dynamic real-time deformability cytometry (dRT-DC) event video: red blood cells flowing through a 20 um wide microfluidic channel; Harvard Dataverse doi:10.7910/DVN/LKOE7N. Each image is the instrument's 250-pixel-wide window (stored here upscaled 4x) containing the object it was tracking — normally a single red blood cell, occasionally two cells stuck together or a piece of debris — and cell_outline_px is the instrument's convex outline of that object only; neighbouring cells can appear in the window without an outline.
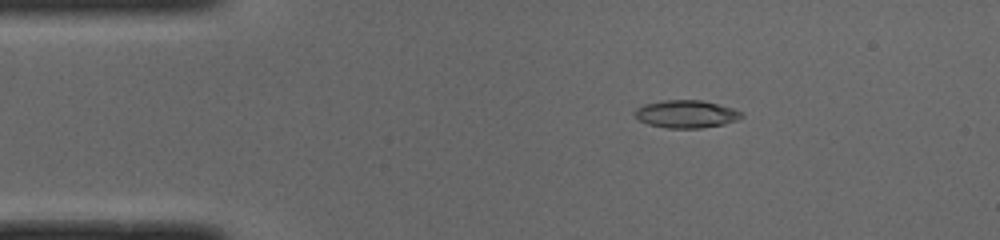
{"species": "common noctule bat (a hibernating species)", "species_latin": "Nyctalus noctula", "temperature_condition": "cold", "stored_images_in_passage": 43, "camera_frame_rate_fps": 3000, "um_per_image_px": 0.085, "animal": {"sex": "male", "body_mass_g": 19.0, "forearm_length_mm": 50.8}, "frame": {"image": 1, "passage_image": 1, "time_ms": 0.0, "image_size_px": [1000, 240], "cell_outline_px": [[744, 116], [736, 120], [724, 124], [700, 128], [668, 128], [648, 124], [636, 120], [632, 112], [636, 108], [644, 104], [664, 100], [704, 100], [720, 104], [744, 112]], "centroid_in_image_um": [58.3, 9.69], "position_along_channel_um": 26.7, "area_um2": 17.51}}
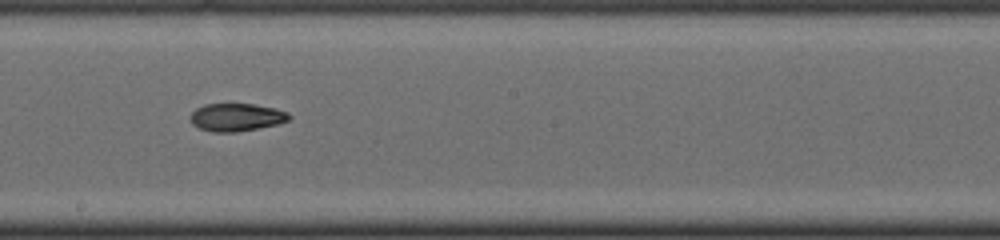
{"frame": {"image": 2, "passage_image": 20, "time_ms": 6.333, "image_size_px": [1000, 240], "cell_outline_px": [[292, 116], [288, 120], [276, 124], [236, 132], [212, 132], [200, 128], [192, 124], [192, 112], [196, 108], [204, 104], [256, 104], [276, 108], [288, 112]], "centroid_in_image_um": [20.11, 9.95], "position_along_channel_um": 228.1, "area_um2": 15.9}}
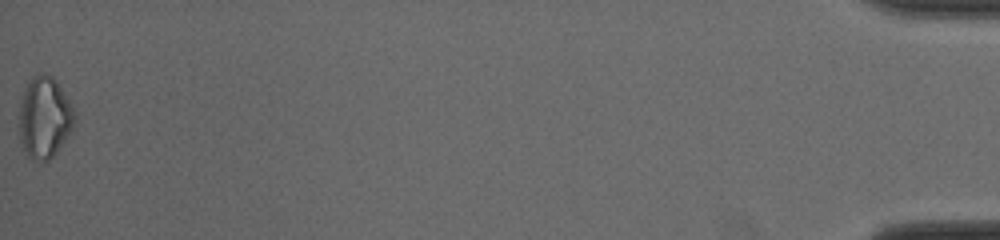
{"frame": {"image": 3, "passage_image": 43, "time_ms": 14.0, "image_size_px": [1000, 240], "cell_outline_px": [[76, 120], [72, 132], [52, 156], [48, 160], [44, 160], [28, 156], [20, 140], [20, 100], [24, 88], [36, 72], [44, 72], [52, 76], [56, 80], [72, 104]], "centroid_in_image_um": [3.8, 9.92], "position_along_channel_um": 431.4, "area_um2": 26.24}, "authors_computed_cell_mechanics": {"area_um2": 16.762, "velocity_mm_per_s": 3.9965, "shape_relaxation_time_tau1_ms": null, "shape_relaxation_time_tau2_ms": 5.3824, "deformation_change_tau1": null, "deformation_change_tau2": 0.1247}}